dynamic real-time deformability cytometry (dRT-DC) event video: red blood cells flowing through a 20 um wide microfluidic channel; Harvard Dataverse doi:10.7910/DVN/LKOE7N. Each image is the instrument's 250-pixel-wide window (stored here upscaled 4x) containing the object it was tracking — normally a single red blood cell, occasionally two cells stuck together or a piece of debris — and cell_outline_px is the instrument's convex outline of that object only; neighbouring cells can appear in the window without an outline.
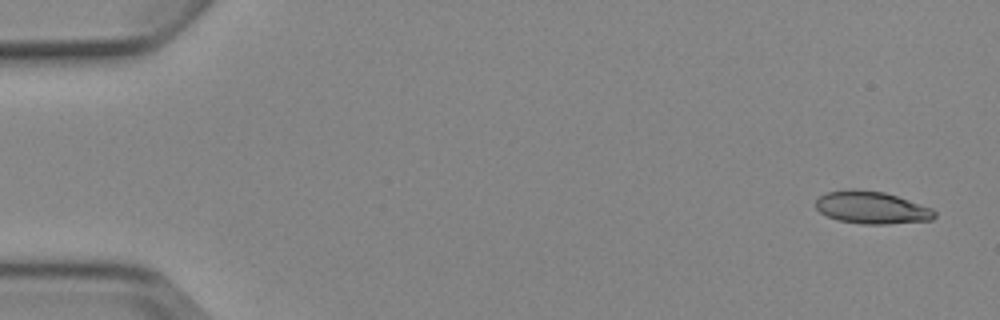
{"species": "Egyptian fruit bat (a non-hibernating species)", "species_latin": "Rousettus aegyptiacus", "temperature_condition": "cold", "stored_images_in_passage": 5, "segment_of_instrument_passage": [2, 2], "camera_frame_rate_fps": 3000, "um_per_image_px": 0.085, "animal": {"sex": "female"}, "frame": {"image": 1, "passage_image": 5, "time_ms": 5.333, "image_size_px": [1000, 320], "cell_outline_px": [[936, 216], [932, 220], [888, 224], [864, 224], [836, 220], [820, 212], [816, 208], [816, 200], [824, 192], [852, 188], [884, 192], [932, 208], [936, 212]], "centroid_in_image_um": [74.07, 17.64], "position_along_channel_um": 10.9, "area_um2": 22.54}}